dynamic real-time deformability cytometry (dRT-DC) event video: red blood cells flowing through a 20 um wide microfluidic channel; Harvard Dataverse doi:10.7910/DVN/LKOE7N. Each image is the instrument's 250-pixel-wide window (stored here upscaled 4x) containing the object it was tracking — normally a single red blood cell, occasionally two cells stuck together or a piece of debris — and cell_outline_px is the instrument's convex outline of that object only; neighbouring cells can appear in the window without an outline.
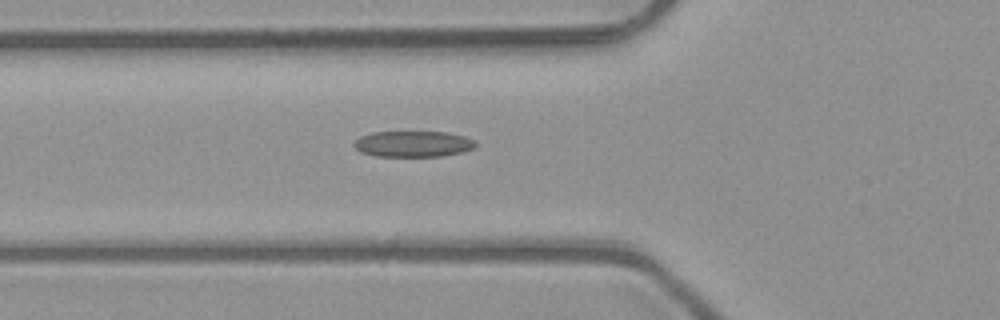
{"species": "common noctule bat (a hibernating species)", "species_latin": "Nyctalus noctula", "temperature_condition": "room temperature", "stored_images_in_passage": 6, "camera_frame_rate_fps": 3000, "um_per_image_px": 0.085, "animal": {"sex": "male", "body_mass_g": 23.1, "forearm_length_mm": 52.7}, "frame": {"image": 1, "passage_image": 6, "time_ms": 1.667, "image_size_px": [1000, 320], "cell_outline_px": [[476, 144], [472, 148], [464, 152], [440, 156], [376, 156], [360, 152], [352, 144], [360, 136], [372, 132], [448, 132], [464, 136], [476, 140]], "centroid_in_image_um": [35.11, 12.23], "position_along_channel_um": 90.7, "area_um2": 18.44}}